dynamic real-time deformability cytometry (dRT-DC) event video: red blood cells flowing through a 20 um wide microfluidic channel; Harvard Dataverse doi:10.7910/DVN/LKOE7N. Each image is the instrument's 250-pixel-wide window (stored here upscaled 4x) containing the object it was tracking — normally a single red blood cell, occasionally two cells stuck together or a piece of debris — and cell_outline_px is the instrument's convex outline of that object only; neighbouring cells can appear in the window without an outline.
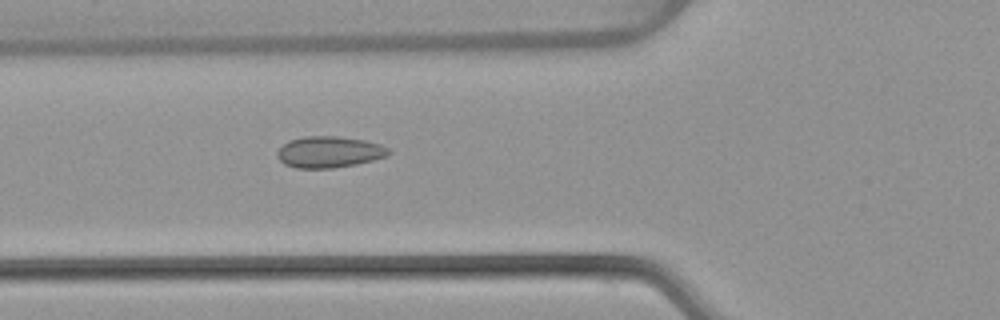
{"species": "common noctule bat (a hibernating species)", "species_latin": "Nyctalus noctula", "temperature_condition": "warm", "stored_images_in_passage": 53, "camera_frame_rate_fps": 3000, "um_per_image_px": 0.085, "animal": {"sex": "female", "body_mass_g": 22.7, "forearm_length_mm": 54.2}, "frame": {"image": 1, "passage_image": 20, "time_ms": 6.333, "image_size_px": [1000, 320], "cell_outline_px": [[392, 152], [388, 156], [356, 164], [332, 168], [296, 168], [284, 164], [276, 156], [276, 152], [288, 140], [304, 136], [340, 136], [364, 140], [380, 144], [388, 148]], "centroid_in_image_um": [27.97, 12.91], "position_along_channel_um": 97.8, "area_um2": 20.46}}
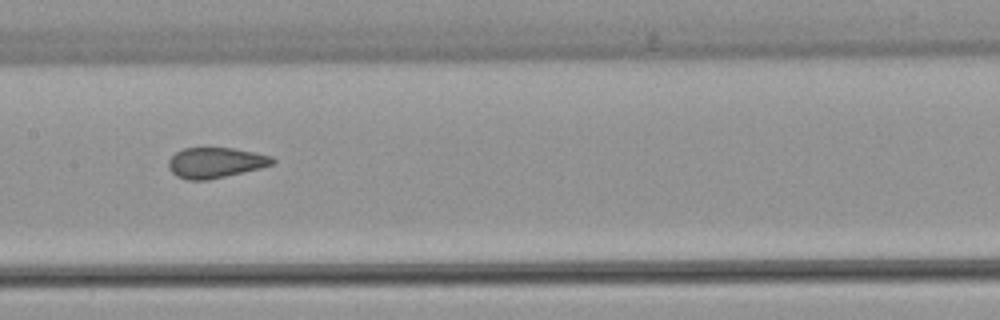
{"frame": {"image": 2, "passage_image": 27, "time_ms": 8.667, "image_size_px": [1000, 320], "cell_outline_px": [[276, 160], [272, 164], [260, 168], [244, 172], [208, 180], [188, 180], [176, 176], [168, 168], [168, 160], [176, 152], [184, 148], [232, 148], [272, 156]], "centroid_in_image_um": [18.29, 13.83], "position_along_channel_um": 189.1, "area_um2": 18.38}}
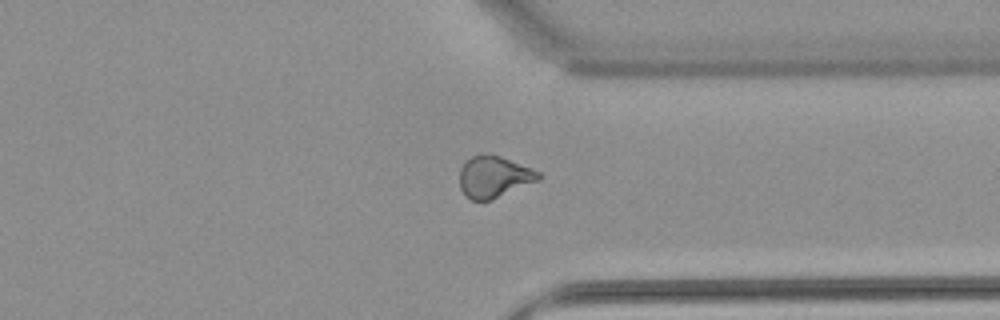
{"frame": {"image": 3, "passage_image": 41, "time_ms": 13.333, "image_size_px": [1000, 320], "cell_outline_px": [[540, 180], [492, 200], [472, 200], [464, 196], [460, 188], [460, 168], [472, 156], [500, 156], [532, 168], [540, 172]], "centroid_in_image_um": [42.0, 15.07], "position_along_channel_um": 369.4, "area_um2": 18.9}, "authors_computed_cell_mechanics": {"area_um2": 19.7098, "velocity_mm_per_s": 3.8891, "shape_relaxation_time_tau1_ms": null, "shape_relaxation_time_tau2_ms": 1.0016, "deformation_change_tau1": null, "deformation_change_tau2": 0.0705}}